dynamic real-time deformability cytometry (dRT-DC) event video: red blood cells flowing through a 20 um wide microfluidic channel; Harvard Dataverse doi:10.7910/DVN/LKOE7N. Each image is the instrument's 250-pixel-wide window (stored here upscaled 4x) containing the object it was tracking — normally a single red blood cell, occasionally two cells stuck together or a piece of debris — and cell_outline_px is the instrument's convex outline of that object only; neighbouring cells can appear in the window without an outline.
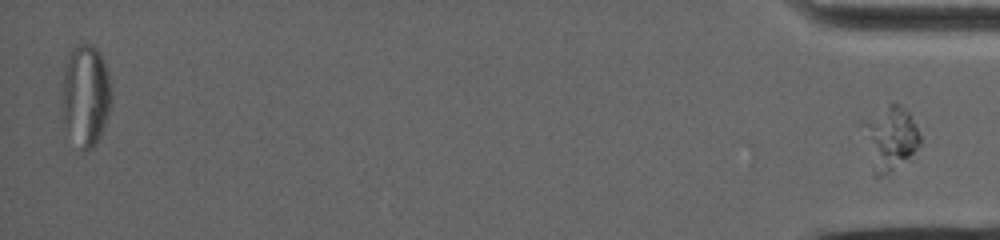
{"species": "common noctule bat (a hibernating species)", "species_latin": "Nyctalus noctula", "temperature_condition": "warm", "stored_images_in_passage": 80, "segment_of_instrument_passage": [2, 2], "camera_frame_rate_fps": 5000, "um_per_image_px": 0.085, "animal": {"sex": "female", "body_mass_g": 19.0, "forearm_length_mm": 53.3}, "frame": {"image": 1, "passage_image": 80, "time_ms": 15.8, "image_size_px": [1000, 240], "cell_outline_px": [[920, 144], [908, 156], [888, 172], [880, 176], [872, 176], [860, 124], [888, 104], [900, 104], [912, 116], [920, 136]], "centroid_in_image_um": [75.59, 11.73], "position_along_channel_um": 359.6, "area_um2": 21.04}}